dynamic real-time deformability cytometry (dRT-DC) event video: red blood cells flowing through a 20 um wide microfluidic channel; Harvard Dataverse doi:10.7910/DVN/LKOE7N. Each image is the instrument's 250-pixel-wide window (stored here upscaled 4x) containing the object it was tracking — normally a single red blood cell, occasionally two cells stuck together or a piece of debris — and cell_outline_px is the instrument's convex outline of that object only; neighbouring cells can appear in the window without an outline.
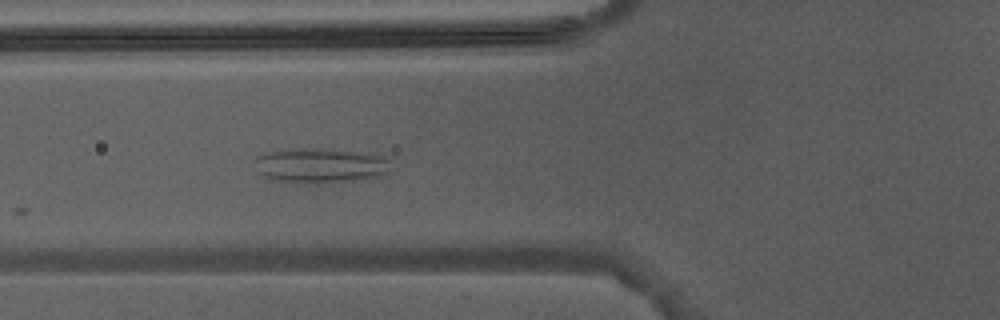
{"species": "Egyptian fruit bat (a non-hibernating species)", "species_latin": "Rousettus aegyptiacus", "temperature_condition": "warm", "stored_images_in_passage": 5, "camera_frame_rate_fps": 3000, "um_per_image_px": 0.085, "animal": {"sex": "male"}, "frame": {"image": 1, "passage_image": 5, "time_ms": 5.667, "image_size_px": [1000, 320], "cell_outline_px": [[388, 172], [380, 176], [352, 180], [316, 184], [296, 184], [272, 180], [256, 172], [252, 160], [268, 152], [292, 148], [312, 148], [360, 152], [380, 156], [388, 160]], "centroid_in_image_um": [27.11, 14.09], "position_along_channel_um": 98.7, "area_um2": 27.86}}